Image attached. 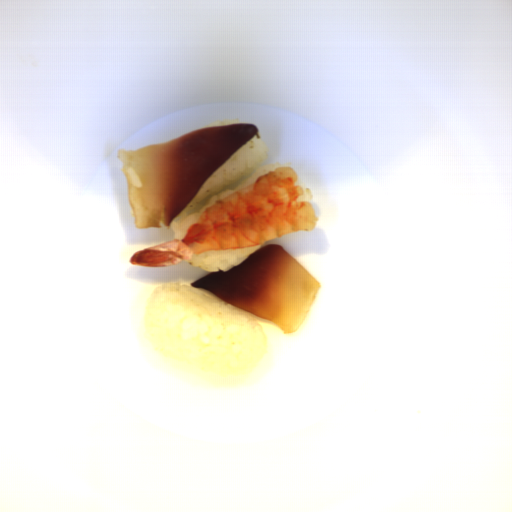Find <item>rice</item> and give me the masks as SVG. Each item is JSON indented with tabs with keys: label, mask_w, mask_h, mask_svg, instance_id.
<instances>
[{
	"label": "rice",
	"mask_w": 512,
	"mask_h": 512,
	"mask_svg": "<svg viewBox=\"0 0 512 512\" xmlns=\"http://www.w3.org/2000/svg\"><path fill=\"white\" fill-rule=\"evenodd\" d=\"M261 244L254 247H236L226 250H205L197 254L190 264L208 271H228L243 261Z\"/></svg>",
	"instance_id": "obj_3"
},
{
	"label": "rice",
	"mask_w": 512,
	"mask_h": 512,
	"mask_svg": "<svg viewBox=\"0 0 512 512\" xmlns=\"http://www.w3.org/2000/svg\"><path fill=\"white\" fill-rule=\"evenodd\" d=\"M240 122L241 121L239 118H234L231 120H223V121H219V122L210 123V124H207L205 127H217V126L230 125V124H235V123H240Z\"/></svg>",
	"instance_id": "obj_4"
},
{
	"label": "rice",
	"mask_w": 512,
	"mask_h": 512,
	"mask_svg": "<svg viewBox=\"0 0 512 512\" xmlns=\"http://www.w3.org/2000/svg\"><path fill=\"white\" fill-rule=\"evenodd\" d=\"M149 349L165 361L218 383H244L265 355L256 317L216 294L166 282L146 310Z\"/></svg>",
	"instance_id": "obj_1"
},
{
	"label": "rice",
	"mask_w": 512,
	"mask_h": 512,
	"mask_svg": "<svg viewBox=\"0 0 512 512\" xmlns=\"http://www.w3.org/2000/svg\"><path fill=\"white\" fill-rule=\"evenodd\" d=\"M304 192L302 195H300L298 198L299 201H307V202H310L311 199L313 198L312 194H311V191L310 189H303Z\"/></svg>",
	"instance_id": "obj_5"
},
{
	"label": "rice",
	"mask_w": 512,
	"mask_h": 512,
	"mask_svg": "<svg viewBox=\"0 0 512 512\" xmlns=\"http://www.w3.org/2000/svg\"><path fill=\"white\" fill-rule=\"evenodd\" d=\"M269 145L253 136L224 161L202 184L192 201L170 224L174 239L186 237L192 224L201 221L203 212L217 200L239 192L258 177L276 168H291V162L279 161L263 165L269 156Z\"/></svg>",
	"instance_id": "obj_2"
}]
</instances>
